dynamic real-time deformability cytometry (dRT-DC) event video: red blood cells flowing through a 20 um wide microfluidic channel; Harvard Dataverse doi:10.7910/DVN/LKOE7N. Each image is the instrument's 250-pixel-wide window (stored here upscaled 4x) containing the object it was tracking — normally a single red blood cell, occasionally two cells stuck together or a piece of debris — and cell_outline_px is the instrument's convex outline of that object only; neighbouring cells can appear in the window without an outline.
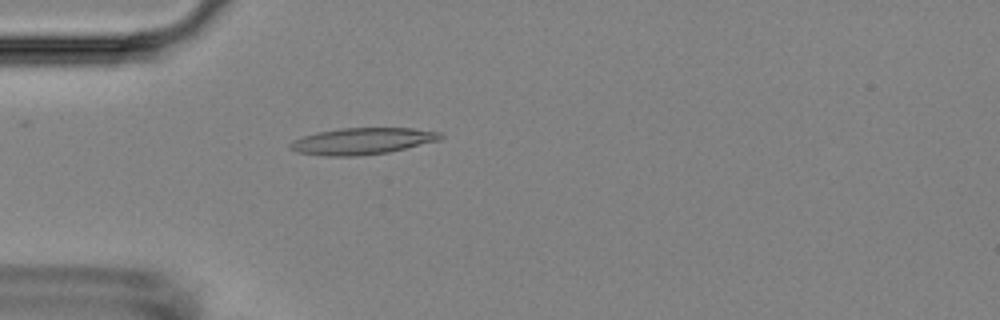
{"species": "Egyptian fruit bat (a non-hibernating species)", "species_latin": "Rousettus aegyptiacus", "temperature_condition": "room temperature", "stored_images_in_passage": 56, "camera_frame_rate_fps": 3000, "um_per_image_px": 0.085, "animal": {"sex": "female"}, "frame": {"image": 1, "passage_image": 16, "time_ms": 5.0, "image_size_px": [1000, 320], "cell_outline_px": [[444, 136], [440, 140], [388, 152], [356, 156], [324, 156], [296, 152], [288, 148], [288, 144], [292, 140], [316, 132], [340, 128], [412, 128], [444, 132]], "centroid_in_image_um": [30.78, 11.99], "position_along_channel_um": 54.2, "area_um2": 23.47}}
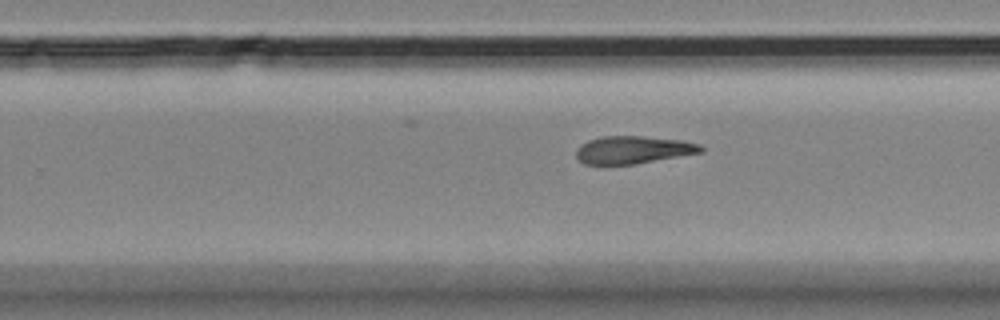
{"frame": {"image": 2, "passage_image": 35, "time_ms": 11.333, "image_size_px": [1000, 320], "cell_outline_px": [[704, 152], [636, 164], [584, 164], [576, 156], [576, 148], [580, 144], [588, 140], [600, 136], [644, 136], [680, 140], [700, 144], [704, 148]], "centroid_in_image_um": [53.82, 12.73], "position_along_channel_um": 276.0, "area_um2": 20.23}}
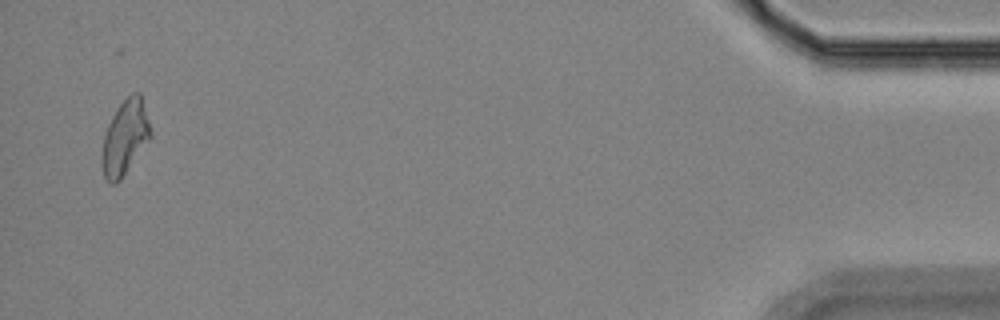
{"frame": {"image": 3, "passage_image": 54, "time_ms": 17.667, "image_size_px": [1000, 320], "cell_outline_px": [[152, 136], [120, 180], [116, 184], [112, 184], [104, 176], [100, 164], [100, 160], [104, 136], [108, 124], [116, 108], [132, 92], [140, 92], [152, 132]], "centroid_in_image_um": [10.61, 11.69], "position_along_channel_um": 424.6, "area_um2": 21.1}}